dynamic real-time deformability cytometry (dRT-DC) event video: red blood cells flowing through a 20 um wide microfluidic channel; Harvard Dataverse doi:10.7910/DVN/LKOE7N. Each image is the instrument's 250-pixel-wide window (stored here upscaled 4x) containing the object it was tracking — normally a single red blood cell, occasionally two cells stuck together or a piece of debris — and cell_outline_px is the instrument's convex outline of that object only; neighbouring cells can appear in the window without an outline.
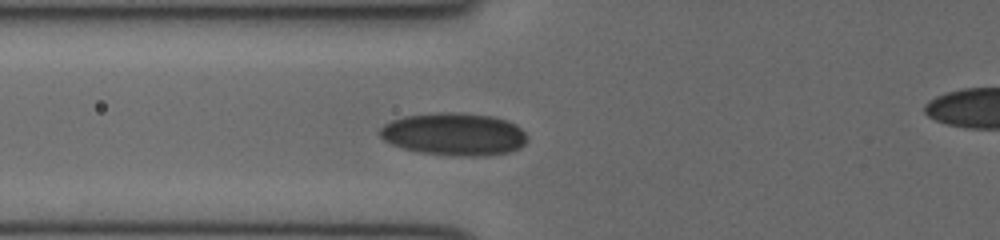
{"species": "human", "species_latin": "Homo sapiens", "temperature_condition": "cold", "stored_images_in_passage": 30, "segment_of_instrument_passage": [1, 2], "camera_frame_rate_fps": 3000, "um_per_image_px": 0.085, "donor": {"sex": "female"}, "frame": {"image": 1, "passage_image": 9, "time_ms": 2.667, "image_size_px": [1000, 240], "cell_outline_px": [[528, 140], [520, 148], [512, 152], [488, 156], [456, 156], [420, 152], [404, 148], [392, 144], [384, 140], [380, 136], [380, 128], [384, 124], [392, 120], [404, 116], [440, 112], [460, 112], [492, 116], [508, 120], [516, 124], [528, 136]], "centroid_in_image_um": [38.65, 11.41], "position_along_channel_um": 87.2, "area_um2": 36.93}}
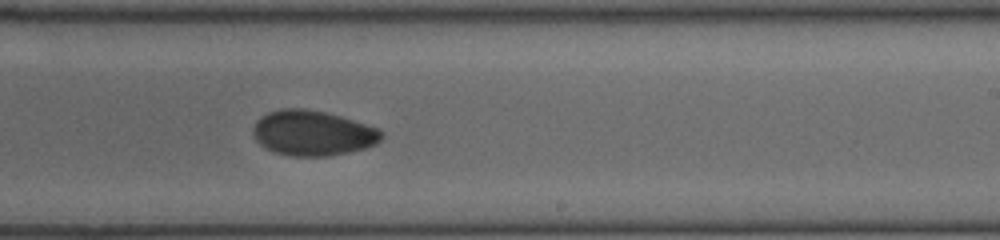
{"frame": {"image": 2, "passage_image": 18, "time_ms": 5.667, "image_size_px": [1000, 240], "cell_outline_px": [[384, 136], [376, 144], [364, 148], [348, 152], [328, 156], [292, 156], [276, 152], [260, 144], [256, 140], [252, 132], [256, 120], [260, 116], [268, 112], [280, 108], [304, 108], [324, 112], [340, 116], [376, 128], [384, 132]], "centroid_in_image_um": [26.56, 11.3], "position_along_channel_um": 262.4, "area_um2": 33.64}}
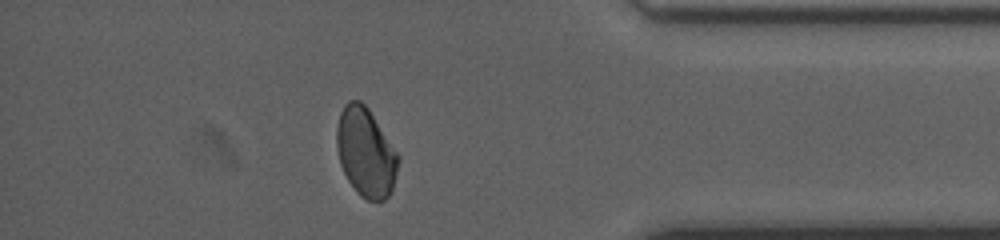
{"frame": {"image": 3, "passage_image": 26, "time_ms": 8.333, "image_size_px": [1000, 240], "cell_outline_px": [[400, 160], [392, 192], [384, 200], [368, 200], [360, 196], [356, 192], [348, 180], [340, 164], [336, 148], [336, 128], [340, 112], [344, 104], [348, 100], [360, 100], [368, 108], [400, 156]], "centroid_in_image_um": [31.08, 12.95], "position_along_channel_um": 404.1, "area_um2": 32.14}}